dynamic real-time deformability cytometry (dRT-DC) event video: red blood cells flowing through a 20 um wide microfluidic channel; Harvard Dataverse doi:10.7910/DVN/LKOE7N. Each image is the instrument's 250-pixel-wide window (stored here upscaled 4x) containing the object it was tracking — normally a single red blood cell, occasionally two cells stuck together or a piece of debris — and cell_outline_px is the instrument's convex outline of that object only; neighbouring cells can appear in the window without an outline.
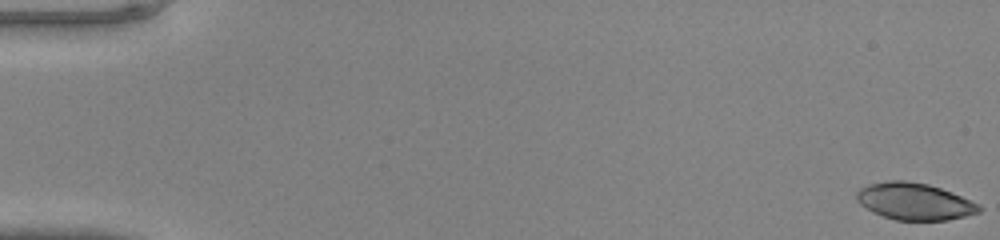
{"species": "common noctule bat (a hibernating species)", "species_latin": "Nyctalus noctula", "temperature_condition": "warm", "stored_images_in_passage": 48, "camera_frame_rate_fps": 3000, "um_per_image_px": 0.085, "animal": {"sex": "male", "body_mass_g": 20.0, "forearm_length_mm": 53.3}, "frame": {"image": 1, "passage_image": 1, "time_ms": 0.0, "image_size_px": [1000, 240], "cell_outline_px": [[984, 208], [980, 212], [948, 220], [896, 220], [872, 212], [860, 204], [856, 200], [856, 192], [860, 188], [868, 184], [888, 180], [904, 180], [928, 184], [952, 192], [980, 204]], "centroid_in_image_um": [77.73, 17.11], "position_along_channel_um": 7.3, "area_um2": 26.47}}
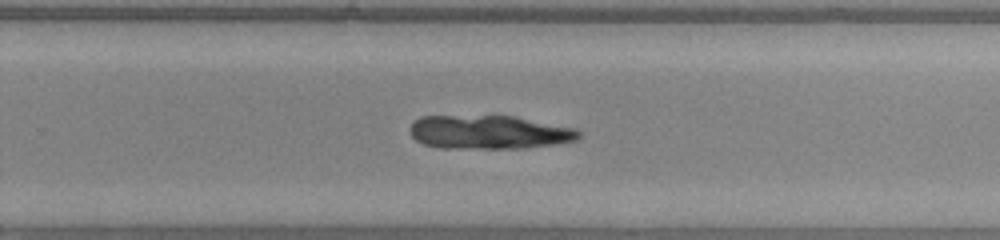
{"frame": {"image": 2, "passage_image": 32, "time_ms": 10.333, "image_size_px": [1000, 240], "cell_outline_px": [[580, 136], [576, 140], [556, 144], [524, 148], [440, 148], [424, 144], [416, 140], [412, 136], [408, 128], [420, 116], [516, 116], [576, 128], [580, 132]], "centroid_in_image_um": [41.58, 11.23], "position_along_channel_um": 288.2, "area_um2": 33.29}}
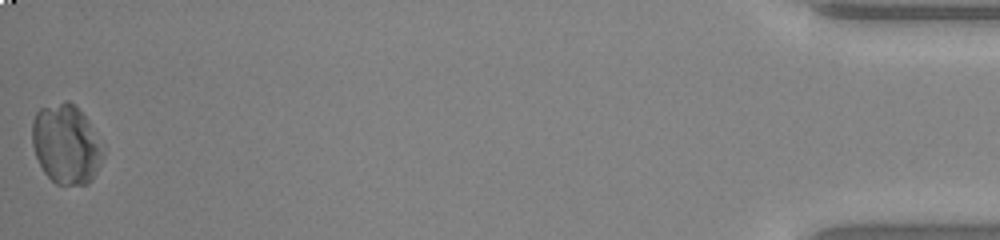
{"frame": {"image": 3, "passage_image": 48, "time_ms": 15.667, "image_size_px": [1000, 240], "cell_outline_px": [[104, 156], [92, 180], [88, 184], [56, 184], [44, 172], [36, 156], [32, 144], [32, 120], [36, 112], [40, 108], [64, 100], [68, 100], [88, 120], [104, 148]], "centroid_in_image_um": [5.62, 12.25], "position_along_channel_um": 429.6, "area_um2": 32.77}}